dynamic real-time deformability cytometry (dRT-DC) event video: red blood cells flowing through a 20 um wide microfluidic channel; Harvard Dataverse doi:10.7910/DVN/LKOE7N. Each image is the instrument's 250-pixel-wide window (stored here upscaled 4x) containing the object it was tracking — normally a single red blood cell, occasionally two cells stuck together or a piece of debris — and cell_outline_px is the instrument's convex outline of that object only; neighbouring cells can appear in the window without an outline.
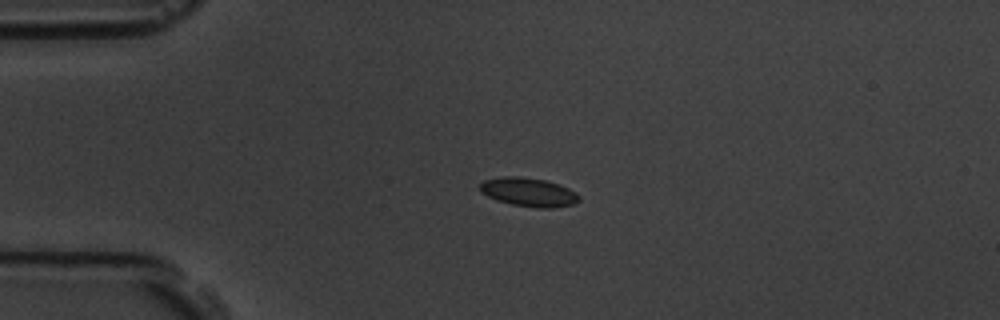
{"species": "common noctule bat (a hibernating species)", "species_latin": "Nyctalus noctula", "temperature_condition": "room temperature", "stored_images_in_passage": 4, "camera_frame_rate_fps": 3000, "um_per_image_px": 0.085, "animal": {"sex": "male", "body_mass_g": 19.5, "forearm_length_mm": 54.6}, "frame": {"image": 1, "passage_image": 3, "time_ms": 0.667, "image_size_px": [1000, 320], "cell_outline_px": [[580, 200], [572, 204], [552, 208], [536, 208], [512, 204], [496, 200], [480, 192], [480, 184], [484, 180], [504, 176], [520, 176], [544, 180], [560, 184], [576, 192], [580, 196]], "centroid_in_image_um": [44.94, 16.33], "position_along_channel_um": 40.1, "area_um2": 16.65}}